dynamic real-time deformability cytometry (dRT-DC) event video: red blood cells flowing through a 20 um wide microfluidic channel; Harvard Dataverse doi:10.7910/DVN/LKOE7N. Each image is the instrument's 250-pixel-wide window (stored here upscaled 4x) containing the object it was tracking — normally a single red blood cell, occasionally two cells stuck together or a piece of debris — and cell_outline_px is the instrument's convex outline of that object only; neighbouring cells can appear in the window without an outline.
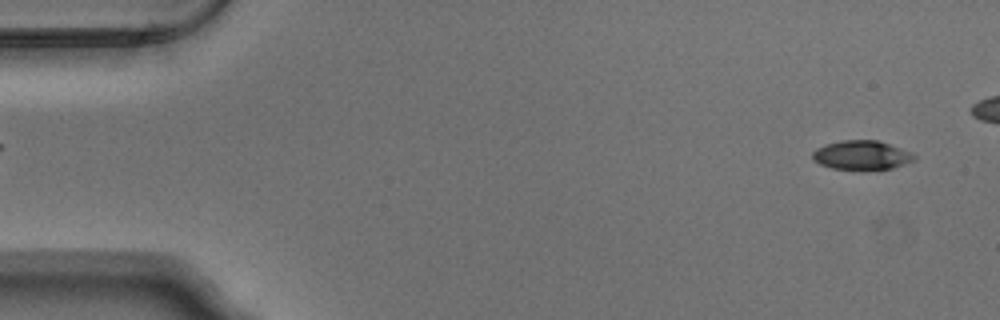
{"species": "Egyptian fruit bat (a non-hibernating species)", "species_latin": "Rousettus aegyptiacus", "temperature_condition": "warm", "stored_images_in_passage": 46, "camera_frame_rate_fps": 3000, "um_per_image_px": 0.085, "animal": {"sex": "male"}, "frame": {"image": 1, "passage_image": 2, "time_ms": 0.333, "image_size_px": [1000, 320], "cell_outline_px": [[916, 160], [892, 168], [832, 168], [820, 164], [812, 160], [812, 152], [816, 148], [824, 144], [840, 140], [880, 140], [912, 152], [916, 156]], "centroid_in_image_um": [73.24, 13.15], "position_along_channel_um": 11.8, "area_um2": 17.17}}
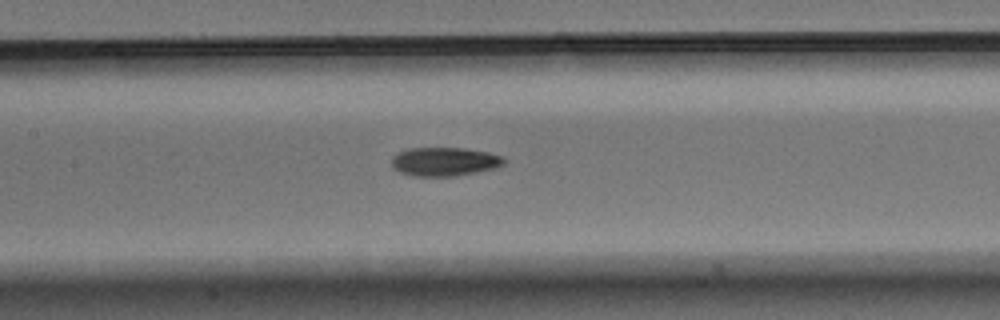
{"frame": {"image": 2, "passage_image": 24, "time_ms": 7.667, "image_size_px": [1000, 320], "cell_outline_px": [[508, 160], [504, 164], [496, 168], [456, 176], [412, 176], [400, 172], [392, 168], [392, 156], [408, 148], [464, 148], [488, 152], [504, 156]], "centroid_in_image_um": [37.81, 13.74], "position_along_channel_um": 169.6, "area_um2": 19.02}}
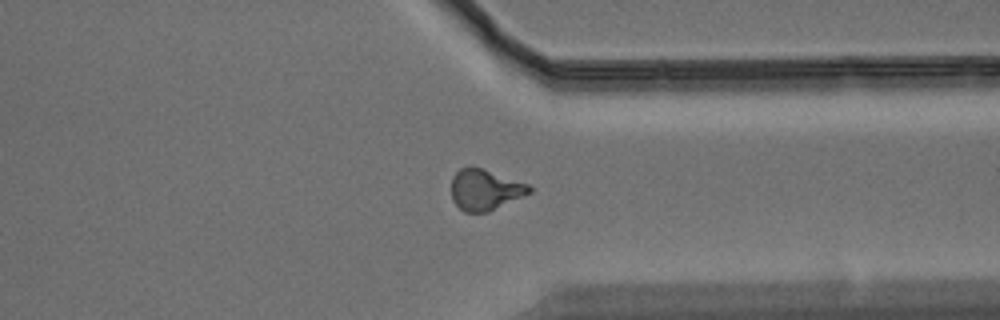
{"frame": {"image": 3, "passage_image": 40, "time_ms": 13.0, "image_size_px": [1000, 320], "cell_outline_px": [[532, 192], [488, 212], [464, 212], [452, 200], [452, 176], [460, 168], [468, 164], [484, 168], [528, 184], [532, 188]], "centroid_in_image_um": [41.21, 16.09], "position_along_channel_um": 370.2, "area_um2": 18.79}}